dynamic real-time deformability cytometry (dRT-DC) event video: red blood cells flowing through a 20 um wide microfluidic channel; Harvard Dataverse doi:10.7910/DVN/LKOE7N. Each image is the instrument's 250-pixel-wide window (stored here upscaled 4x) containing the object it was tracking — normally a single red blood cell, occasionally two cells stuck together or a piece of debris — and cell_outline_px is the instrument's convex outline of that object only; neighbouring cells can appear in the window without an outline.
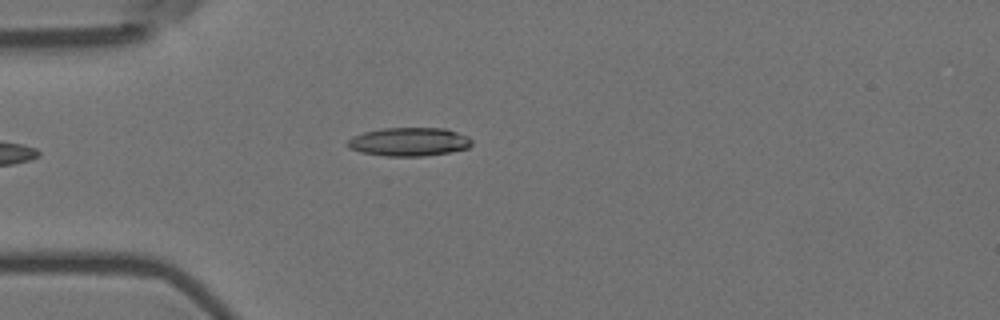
{"species": "Egyptian fruit bat (a non-hibernating species)", "species_latin": "Rousettus aegyptiacus", "temperature_condition": "room temperature", "stored_images_in_passage": 4, "camera_frame_rate_fps": 3000, "um_per_image_px": 0.085, "animal": {"sex": "female"}, "frame": {"image": 1, "passage_image": 4, "time_ms": 1.0, "image_size_px": [1000, 320], "cell_outline_px": [[472, 144], [468, 148], [448, 152], [424, 156], [384, 156], [360, 152], [348, 148], [344, 144], [352, 136], [364, 132], [384, 128], [444, 128], [468, 136], [472, 140]], "centroid_in_image_um": [34.73, 12.05], "position_along_channel_um": 50.3, "area_um2": 20.75}}